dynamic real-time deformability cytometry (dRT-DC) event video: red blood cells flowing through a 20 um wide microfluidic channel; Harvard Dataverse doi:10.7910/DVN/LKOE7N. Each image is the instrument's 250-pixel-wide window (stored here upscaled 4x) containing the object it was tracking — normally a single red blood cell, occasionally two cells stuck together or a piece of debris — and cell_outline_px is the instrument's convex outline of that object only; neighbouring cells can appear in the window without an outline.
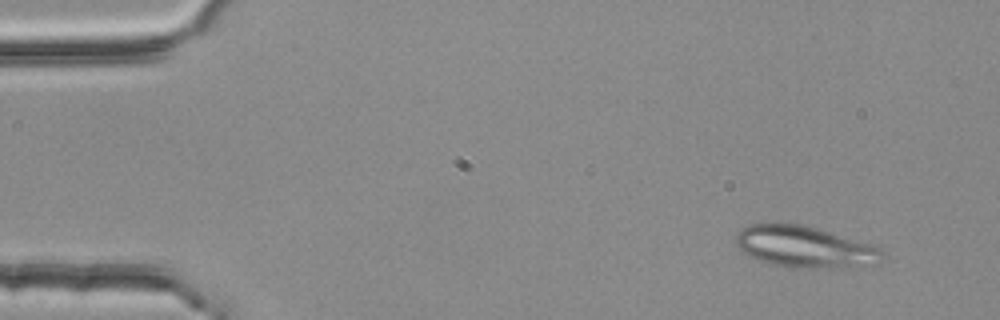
{"species": "common noctule bat (a hibernating species)", "species_latin": "Nyctalus noctula", "temperature_condition": "room temperature", "stored_images_in_passage": 3, "camera_frame_rate_fps": 3000, "um_per_image_px": 0.085, "animal": {"sex": "female", "body_mass_g": 25.1}, "frame": {"image": 1, "passage_image": 1, "time_ms": 0.0, "image_size_px": [1000, 320], "cell_outline_px": [[888, 256], [880, 264], [840, 268], [792, 268], [772, 264], [760, 260], [744, 252], [736, 244], [736, 232], [752, 224], [800, 224], [872, 244], [880, 248]], "centroid_in_image_um": [68.5, 21.02], "position_along_channel_um": 16.5, "area_um2": 35.37}}